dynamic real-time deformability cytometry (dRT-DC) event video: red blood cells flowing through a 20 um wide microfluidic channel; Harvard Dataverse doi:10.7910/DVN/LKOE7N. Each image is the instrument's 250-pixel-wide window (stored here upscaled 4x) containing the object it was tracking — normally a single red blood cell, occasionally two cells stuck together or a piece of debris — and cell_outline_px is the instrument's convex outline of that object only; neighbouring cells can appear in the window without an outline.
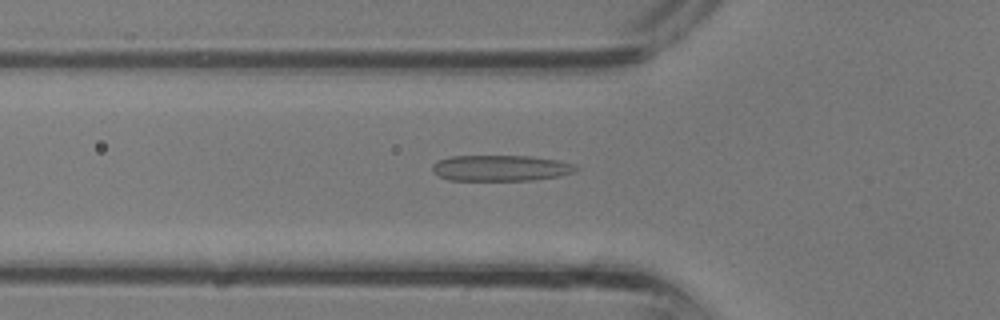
{"species": "common noctule bat (a hibernating species)", "species_latin": "Nyctalus noctula", "temperature_condition": "room temperature", "stored_images_in_passage": 22, "camera_frame_rate_fps": 3000, "um_per_image_px": 0.085, "animal": {"sex": "male", "body_mass_g": 13.3}, "frame": {"image": 1, "passage_image": 3, "time_ms": 0.667, "image_size_px": [1000, 320], "cell_outline_px": [[576, 172], [560, 176], [532, 180], [448, 180], [432, 172], [432, 164], [436, 160], [452, 156], [532, 156], [556, 160], [572, 164], [576, 168]], "centroid_in_image_um": [42.51, 14.28], "position_along_channel_um": 83.3, "area_um2": 21.68}}
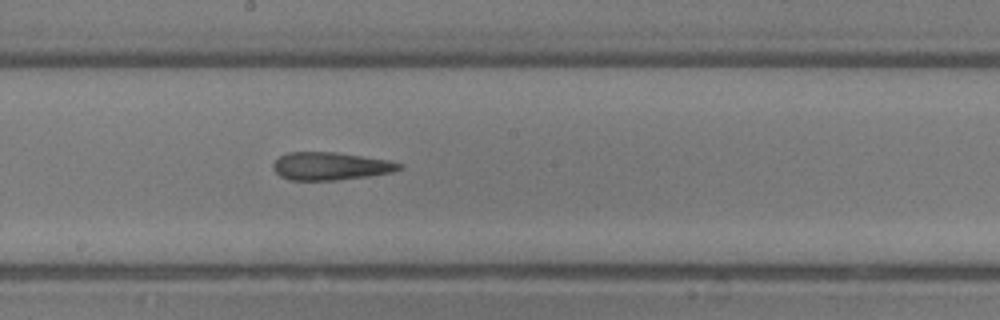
{"frame": {"image": 2, "passage_image": 10, "time_ms": 3.0, "image_size_px": [1000, 320], "cell_outline_px": [[404, 168], [392, 172], [368, 176], [336, 180], [288, 180], [280, 176], [272, 168], [272, 164], [280, 156], [288, 152], [336, 152], [388, 160], [400, 164]], "centroid_in_image_um": [28.07, 14.12], "position_along_channel_um": 220.1, "area_um2": 20.4}}
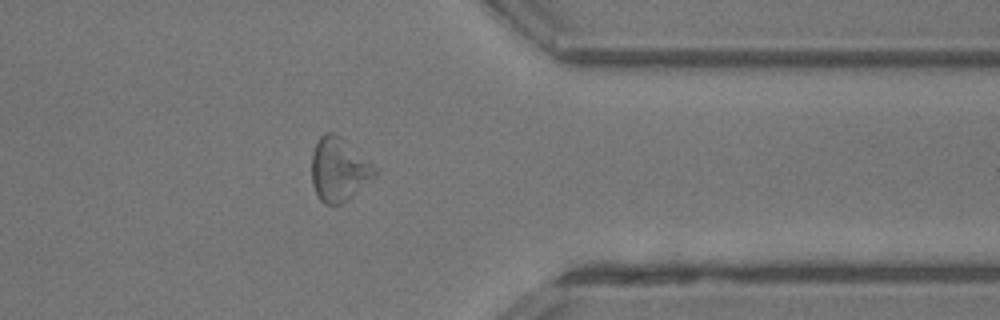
{"frame": {"image": 3, "passage_image": 19, "time_ms": 6.0, "image_size_px": [1000, 320], "cell_outline_px": [[376, 172], [372, 176], [340, 204], [324, 204], [320, 200], [312, 184], [312, 152], [316, 140], [324, 132], [336, 132], [372, 164], [376, 168]], "centroid_in_image_um": [28.72, 14.34], "position_along_channel_um": 382.7, "area_um2": 22.66}}